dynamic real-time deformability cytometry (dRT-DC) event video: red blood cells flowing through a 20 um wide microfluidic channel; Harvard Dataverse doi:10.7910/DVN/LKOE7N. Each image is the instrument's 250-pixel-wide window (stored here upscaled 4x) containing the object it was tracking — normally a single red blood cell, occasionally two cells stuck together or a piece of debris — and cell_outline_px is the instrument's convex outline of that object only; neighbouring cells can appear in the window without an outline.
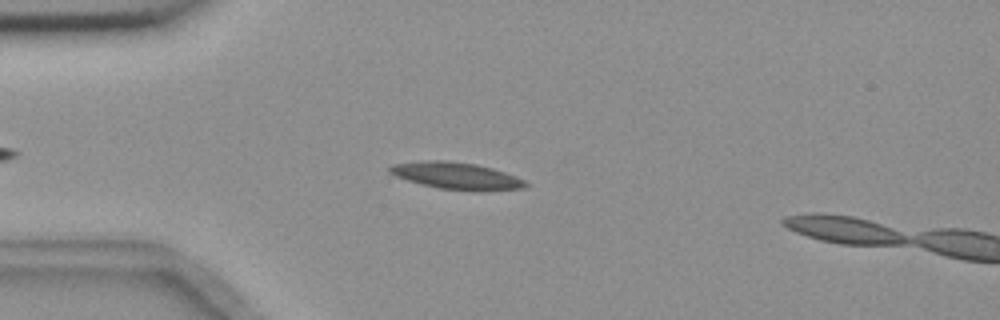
{"species": "common noctule bat (a hibernating species)", "species_latin": "Nyctalus noctula", "temperature_condition": "room temperature", "stored_images_in_passage": 12, "camera_frame_rate_fps": 3000, "um_per_image_px": 0.085, "animal": {"sex": "female", "body_mass_g": 18.4}, "frame": {"image": 1, "passage_image": 9, "time_ms": 2.667, "image_size_px": [1000, 320], "cell_outline_px": [[528, 184], [524, 188], [480, 192], [476, 192], [436, 188], [408, 180], [396, 176], [388, 172], [388, 168], [392, 164], [424, 160], [448, 160], [476, 164], [492, 168], [516, 176], [524, 180]], "centroid_in_image_um": [38.81, 14.95], "position_along_channel_um": 46.2, "area_um2": 21.62}}